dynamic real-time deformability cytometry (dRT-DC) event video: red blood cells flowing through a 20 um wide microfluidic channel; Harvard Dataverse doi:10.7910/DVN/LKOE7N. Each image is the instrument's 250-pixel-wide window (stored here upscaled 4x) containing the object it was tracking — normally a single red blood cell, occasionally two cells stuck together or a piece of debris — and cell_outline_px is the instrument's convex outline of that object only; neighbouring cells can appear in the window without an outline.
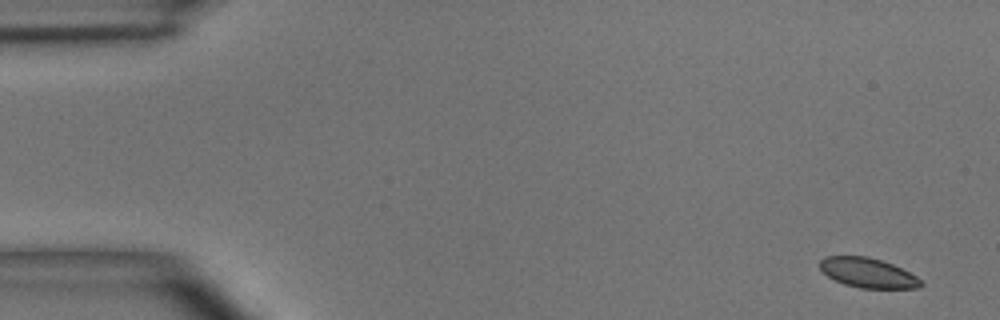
{"species": "common noctule bat (a hibernating species)", "species_latin": "Nyctalus noctula", "temperature_condition": "room temperature", "stored_images_in_passage": 5, "camera_frame_rate_fps": 3000, "um_per_image_px": 0.085, "animal": {"sex": "male", "body_mass_g": 15.6}, "frame": {"image": 1, "passage_image": 1, "time_ms": 0.0, "image_size_px": [1000, 320], "cell_outline_px": [[924, 284], [920, 288], [860, 288], [844, 284], [828, 276], [820, 268], [820, 260], [824, 256], [868, 256], [892, 264], [916, 276]], "centroid_in_image_um": [73.76, 23.19], "position_along_channel_um": 11.2, "area_um2": 17.34}}
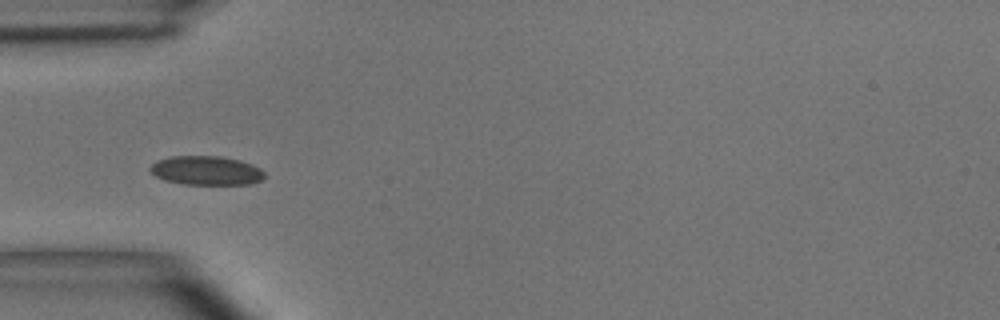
{"frame": {"image": 2, "passage_image": 5, "time_ms": 4.667, "image_size_px": [1000, 320], "cell_outline_px": [[264, 176], [260, 180], [252, 184], [184, 184], [164, 180], [156, 176], [148, 168], [156, 160], [172, 156], [220, 156], [240, 160], [252, 164], [260, 168], [264, 172]], "centroid_in_image_um": [17.52, 14.49], "position_along_channel_um": 67.5, "area_um2": 19.36}}